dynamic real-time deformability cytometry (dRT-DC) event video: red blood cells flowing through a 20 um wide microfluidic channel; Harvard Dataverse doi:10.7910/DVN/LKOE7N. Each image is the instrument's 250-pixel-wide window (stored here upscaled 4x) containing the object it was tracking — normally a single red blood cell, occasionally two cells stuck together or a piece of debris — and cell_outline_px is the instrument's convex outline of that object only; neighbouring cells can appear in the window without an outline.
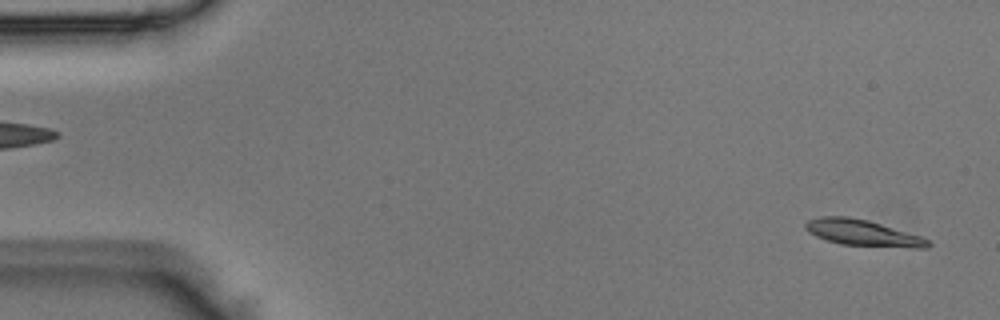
{"species": "Egyptian fruit bat (a non-hibernating species)", "species_latin": "Rousettus aegyptiacus", "temperature_condition": "room temperature", "stored_images_in_passage": 50, "camera_frame_rate_fps": 3000, "um_per_image_px": 0.085, "animal": {"sex": "male"}, "frame": {"image": 1, "passage_image": 2, "time_ms": 0.333, "image_size_px": [1000, 320], "cell_outline_px": [[932, 244], [928, 248], [912, 248], [840, 244], [816, 236], [804, 228], [804, 224], [808, 220], [820, 216], [848, 216], [868, 220], [920, 236], [928, 240]], "centroid_in_image_um": [73.33, 19.79], "position_along_channel_um": 11.7, "area_um2": 18.55}}
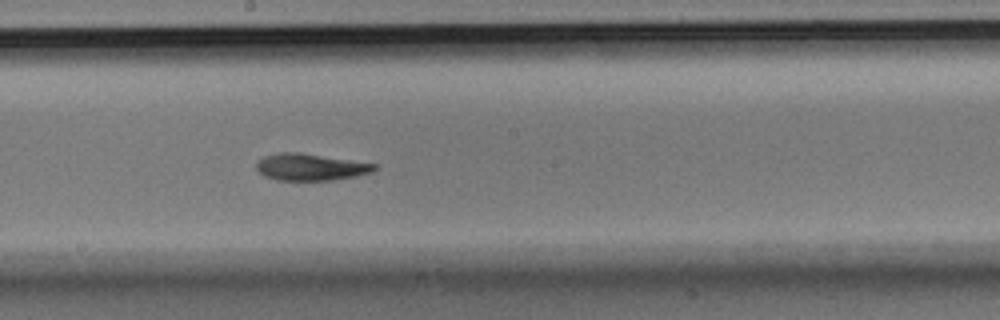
{"frame": {"image": 2, "passage_image": 27, "time_ms": 8.667, "image_size_px": [1000, 320], "cell_outline_px": [[376, 168], [372, 172], [356, 176], [332, 180], [276, 180], [264, 176], [256, 168], [256, 164], [264, 156], [280, 152], [300, 152], [376, 164]], "centroid_in_image_um": [26.38, 14.2], "position_along_channel_um": 221.8, "area_um2": 18.32}}
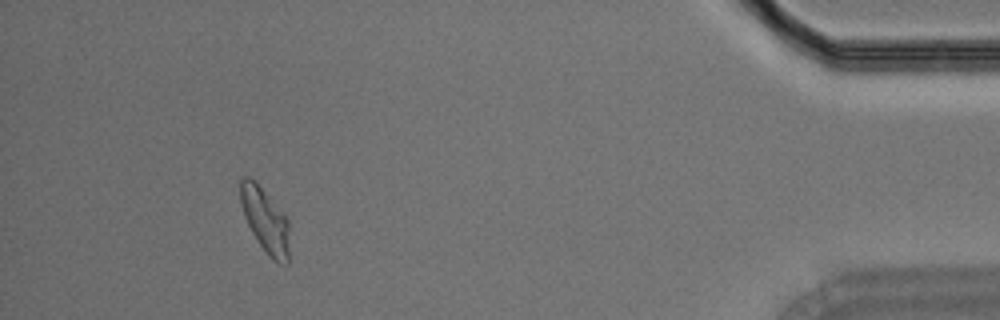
{"frame": {"image": 3, "passage_image": 46, "time_ms": 15.0, "image_size_px": [1000, 320], "cell_outline_px": [[288, 264], [272, 260], [268, 256], [256, 240], [244, 216], [240, 204], [240, 180], [244, 176], [248, 176], [256, 180], [288, 220]], "centroid_in_image_um": [22.5, 18.69], "position_along_channel_um": 412.7, "area_um2": 18.32}}